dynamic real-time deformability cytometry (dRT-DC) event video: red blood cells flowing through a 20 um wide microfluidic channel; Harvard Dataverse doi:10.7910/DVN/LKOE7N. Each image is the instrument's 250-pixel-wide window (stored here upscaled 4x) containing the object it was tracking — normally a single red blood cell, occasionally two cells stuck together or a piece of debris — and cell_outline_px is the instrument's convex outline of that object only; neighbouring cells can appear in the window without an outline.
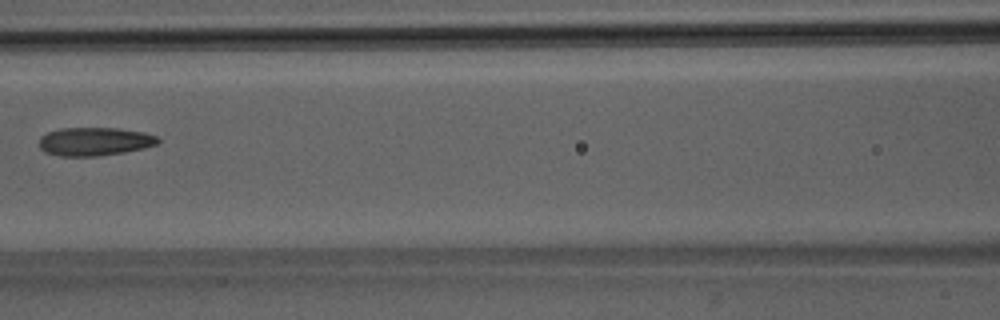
{"species": "Egyptian fruit bat (a non-hibernating species)", "species_latin": "Rousettus aegyptiacus", "temperature_condition": "room temperature", "stored_images_in_passage": 6, "camera_frame_rate_fps": 3000, "um_per_image_px": 0.085, "animal": {"sex": "male"}, "frame": {"image": 1, "passage_image": 6, "time_ms": 6.667, "image_size_px": [1000, 320], "cell_outline_px": [[160, 140], [156, 144], [144, 148], [124, 152], [96, 156], [60, 156], [44, 152], [40, 148], [40, 136], [48, 132], [60, 128], [116, 128], [144, 132], [156, 136]], "centroid_in_image_um": [8.02, 12.02], "position_along_channel_um": 158.6, "area_um2": 19.59}}